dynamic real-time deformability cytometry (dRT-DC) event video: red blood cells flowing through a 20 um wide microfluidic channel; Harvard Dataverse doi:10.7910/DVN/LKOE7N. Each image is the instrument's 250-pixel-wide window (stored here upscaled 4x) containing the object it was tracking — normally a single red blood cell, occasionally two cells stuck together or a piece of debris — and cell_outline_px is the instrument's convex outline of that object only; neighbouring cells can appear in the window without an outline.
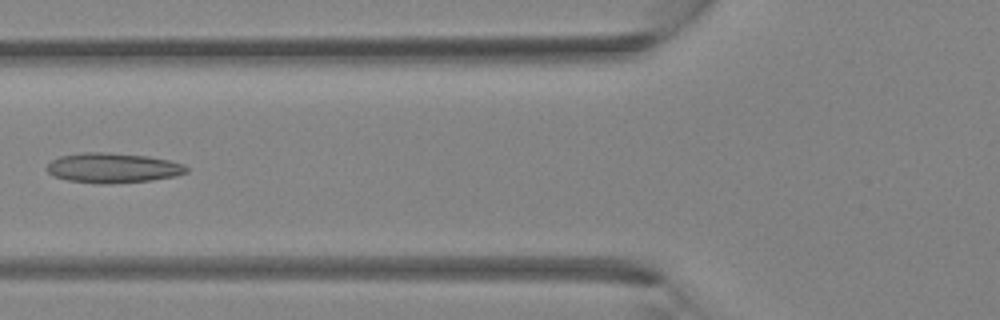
{"species": "Egyptian fruit bat (a non-hibernating species)", "species_latin": "Rousettus aegyptiacus", "temperature_condition": "room temperature", "stored_images_in_passage": 40, "camera_frame_rate_fps": 3000, "um_per_image_px": 0.085, "animal": {"sex": "female"}, "frame": {"image": 1, "passage_image": 16, "time_ms": 5.0, "image_size_px": [1000, 320], "cell_outline_px": [[188, 172], [176, 176], [152, 180], [108, 184], [96, 184], [68, 180], [56, 176], [48, 172], [44, 168], [52, 160], [60, 156], [84, 152], [108, 152], [148, 156], [168, 160], [184, 164], [188, 168]], "centroid_in_image_um": [9.6, 14.27], "position_along_channel_um": 116.2, "area_um2": 24.45}}
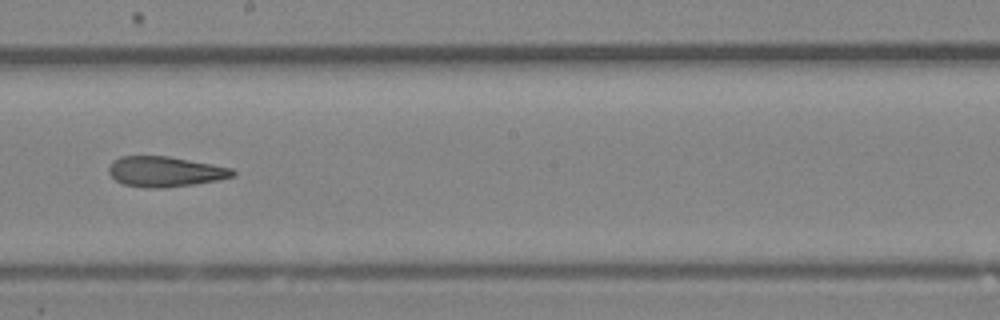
{"frame": {"image": 2, "passage_image": 23, "time_ms": 7.333, "image_size_px": [1000, 320], "cell_outline_px": [[236, 176], [216, 180], [168, 188], [148, 188], [124, 184], [116, 180], [108, 172], [108, 168], [112, 160], [120, 156], [168, 156], [212, 164], [232, 168], [236, 172]], "centroid_in_image_um": [14.02, 14.58], "position_along_channel_um": 234.2, "area_um2": 21.91}}
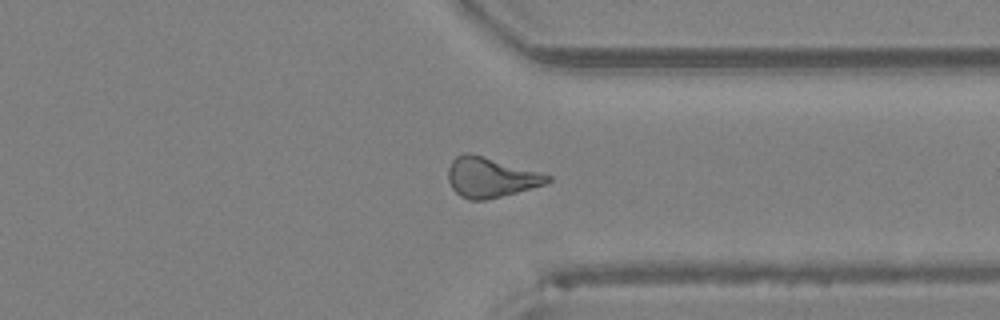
{"frame": {"image": 3, "passage_image": 31, "time_ms": 10.0, "image_size_px": [1000, 320], "cell_outline_px": [[552, 180], [544, 184], [516, 192], [484, 200], [468, 200], [460, 196], [452, 188], [448, 180], [448, 168], [452, 160], [456, 156], [464, 152], [468, 152], [540, 172], [552, 176]], "centroid_in_image_um": [41.67, 15.07], "position_along_channel_um": 369.7, "area_um2": 22.89}}